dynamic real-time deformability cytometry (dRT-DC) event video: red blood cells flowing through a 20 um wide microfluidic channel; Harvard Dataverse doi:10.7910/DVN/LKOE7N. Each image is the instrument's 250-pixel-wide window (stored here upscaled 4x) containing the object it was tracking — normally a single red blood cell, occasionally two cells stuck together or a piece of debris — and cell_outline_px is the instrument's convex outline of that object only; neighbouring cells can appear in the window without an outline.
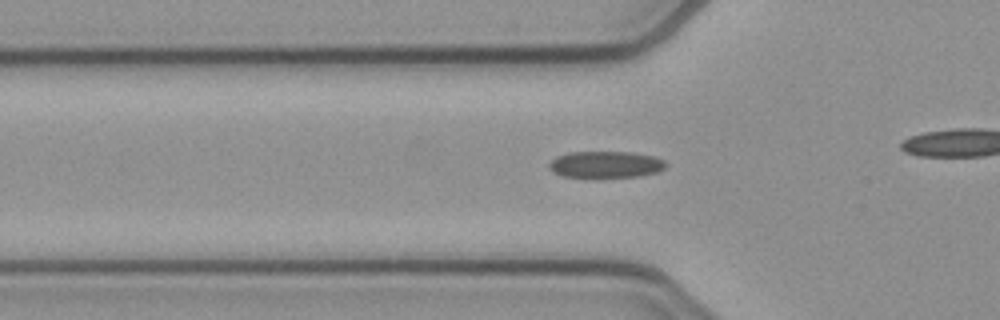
{"species": "common noctule bat (a hibernating species)", "species_latin": "Nyctalus noctula", "temperature_condition": "cold", "stored_images_in_passage": 40, "camera_frame_rate_fps": 3000, "um_per_image_px": 0.085, "animal": {"sex": "female", "body_mass_g": 21.9}, "frame": {"image": 1, "passage_image": 16, "time_ms": 5.0, "image_size_px": [1000, 320], "cell_outline_px": [[664, 168], [656, 172], [640, 176], [596, 180], [560, 176], [552, 172], [548, 168], [548, 164], [556, 156], [568, 152], [632, 152], [652, 156], [664, 160]], "centroid_in_image_um": [51.39, 14.03], "position_along_channel_um": 74.4, "area_um2": 18.96}}
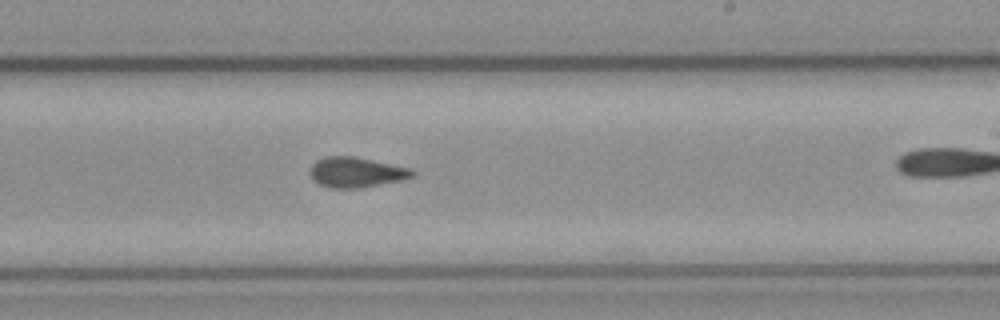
{"frame": {"image": 2, "passage_image": 30, "time_ms": 9.667, "image_size_px": [1000, 320], "cell_outline_px": [[416, 176], [400, 180], [360, 188], [328, 188], [312, 180], [308, 172], [312, 164], [316, 160], [324, 156], [352, 156], [412, 168], [416, 172]], "centroid_in_image_um": [30.25, 14.64], "position_along_channel_um": 258.7, "area_um2": 18.21}}
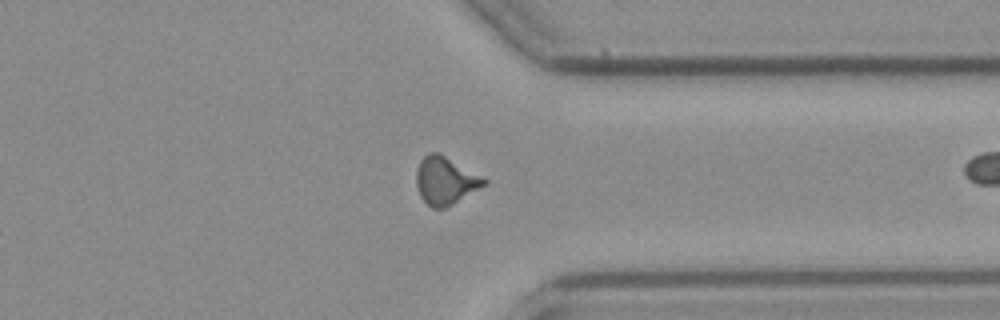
{"frame": {"image": 3, "passage_image": 39, "time_ms": 12.667, "image_size_px": [1000, 320], "cell_outline_px": [[488, 184], [452, 204], [444, 208], [432, 208], [420, 196], [416, 184], [416, 172], [420, 160], [428, 152], [440, 152], [484, 176], [488, 180]], "centroid_in_image_um": [37.89, 15.32], "position_along_channel_um": 373.5, "area_um2": 19.13}}